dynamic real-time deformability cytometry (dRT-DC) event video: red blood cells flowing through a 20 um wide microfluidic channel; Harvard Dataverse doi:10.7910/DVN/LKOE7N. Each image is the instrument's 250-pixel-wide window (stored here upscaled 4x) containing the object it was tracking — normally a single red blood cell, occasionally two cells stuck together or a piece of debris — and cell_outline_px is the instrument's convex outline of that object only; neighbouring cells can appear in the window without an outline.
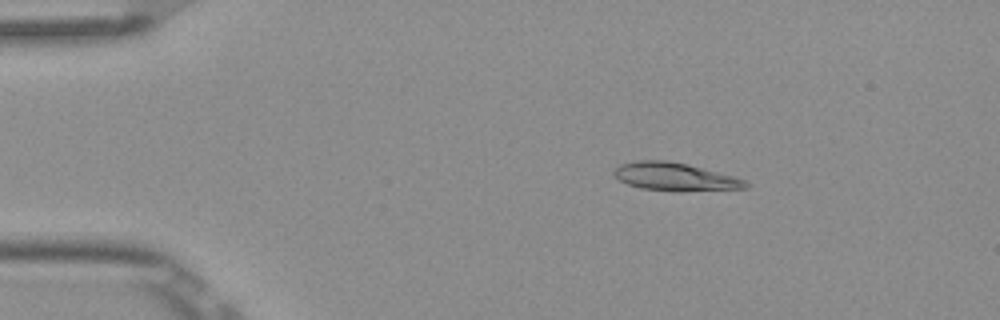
{"species": "Egyptian fruit bat (a non-hibernating species)", "species_latin": "Rousettus aegyptiacus", "temperature_condition": "room temperature", "stored_images_in_passage": 3, "camera_frame_rate_fps": 3000, "um_per_image_px": 0.085, "frame": {"image": 1, "passage_image": 1, "time_ms": 0.0, "image_size_px": [1000, 320], "cell_outline_px": [[748, 188], [680, 192], [676, 192], [640, 188], [628, 184], [620, 180], [612, 172], [620, 164], [636, 160], [668, 160], [688, 164], [732, 176], [744, 180], [748, 184]], "centroid_in_image_um": [57.35, 15.03], "position_along_channel_um": 27.6, "area_um2": 21.56}}
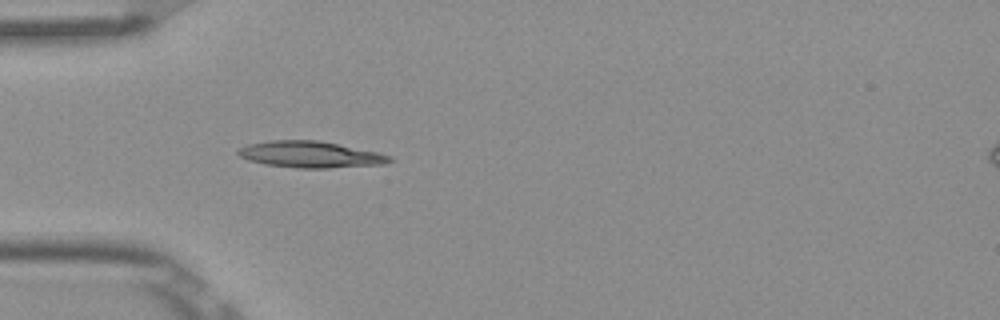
{"frame": {"image": 2, "passage_image": 3, "time_ms": 0.667, "image_size_px": [1000, 320], "cell_outline_px": [[392, 160], [384, 164], [328, 168], [296, 168], [264, 164], [248, 160], [240, 156], [236, 152], [240, 148], [248, 144], [272, 140], [316, 140], [376, 152], [392, 156]], "centroid_in_image_um": [26.35, 13.14], "position_along_channel_um": 58.7, "area_um2": 23.06}}